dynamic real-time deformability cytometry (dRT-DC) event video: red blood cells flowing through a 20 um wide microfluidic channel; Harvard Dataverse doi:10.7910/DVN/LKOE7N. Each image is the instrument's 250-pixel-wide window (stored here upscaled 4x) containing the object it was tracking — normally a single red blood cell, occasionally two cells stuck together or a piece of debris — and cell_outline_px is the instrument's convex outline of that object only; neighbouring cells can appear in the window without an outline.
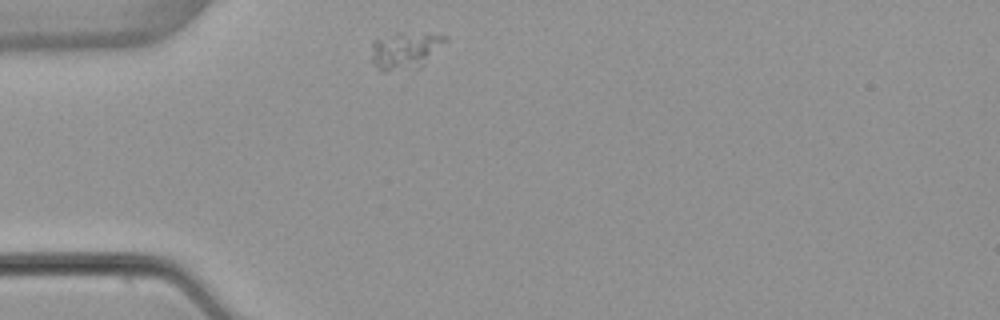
{"species": "common noctule bat (a hibernating species)", "species_latin": "Nyctalus noctula", "temperature_condition": "warm", "stored_images_in_passage": 1, "camera_frame_rate_fps": 3000, "um_per_image_px": 0.085, "animal": {"sex": "female", "body_mass_g": 22.7, "forearm_length_mm": 54.2}, "frame": {"image": 1, "passage_image": 1, "time_ms": 0.0, "image_size_px": [1000, 320], "cell_outline_px": [[448, 40], [420, 68], [384, 72], [376, 68], [372, 60], [372, 40], [396, 32], [428, 32], [448, 36]], "centroid_in_image_um": [34.46, 4.26], "position_along_channel_um": 50.5, "area_um2": 16.47}}